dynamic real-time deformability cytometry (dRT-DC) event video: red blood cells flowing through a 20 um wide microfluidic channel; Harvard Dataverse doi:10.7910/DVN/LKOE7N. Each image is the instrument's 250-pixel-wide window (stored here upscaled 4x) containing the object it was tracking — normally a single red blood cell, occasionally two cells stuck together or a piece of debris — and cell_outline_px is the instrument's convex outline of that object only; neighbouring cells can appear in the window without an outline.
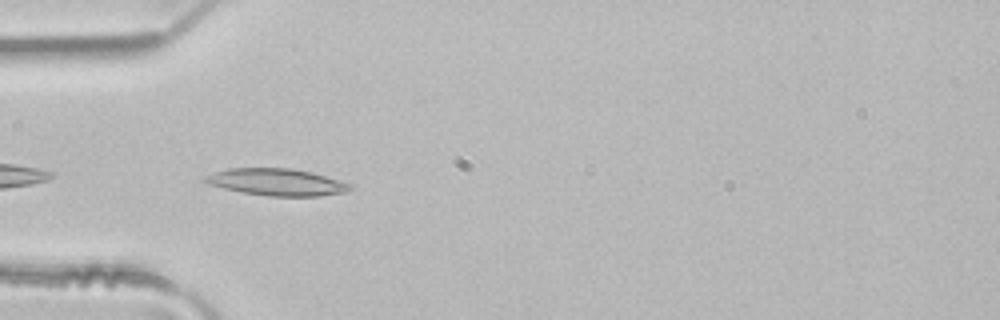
{"species": "common noctule bat (a hibernating species)", "species_latin": "Nyctalus noctula", "temperature_condition": "room temperature", "stored_images_in_passage": 5, "camera_frame_rate_fps": 3000, "um_per_image_px": 0.085, "animal": {"sex": "male", "body_mass_g": 21.5, "forearm_length_mm": 52.0}, "frame": {"image": 1, "passage_image": 2, "time_ms": 0.333, "image_size_px": [1000, 320], "cell_outline_px": [[356, 184], [352, 188], [344, 192], [320, 196], [268, 196], [244, 192], [224, 188], [208, 184], [200, 180], [204, 176], [228, 168], [292, 168], [312, 172]], "centroid_in_image_um": [23.56, 15.47], "position_along_channel_um": 61.4, "area_um2": 22.95}}